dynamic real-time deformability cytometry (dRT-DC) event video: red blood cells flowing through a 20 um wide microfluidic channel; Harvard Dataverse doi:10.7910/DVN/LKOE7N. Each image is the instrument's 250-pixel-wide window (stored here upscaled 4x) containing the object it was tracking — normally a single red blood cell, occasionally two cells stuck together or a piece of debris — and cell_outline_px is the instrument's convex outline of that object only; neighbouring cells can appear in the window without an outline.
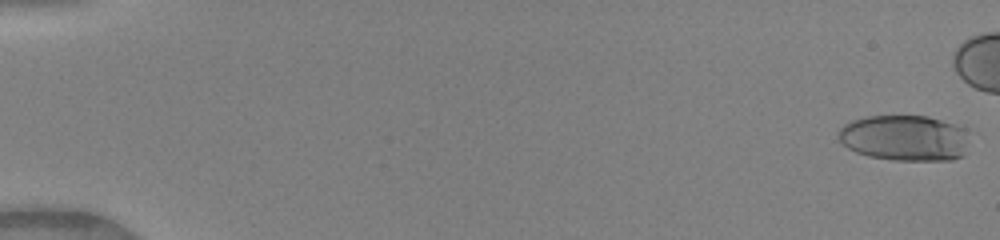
{"species": "human", "species_latin": "Homo sapiens", "temperature_condition": "warm", "stored_images_in_passage": 45, "camera_frame_rate_fps": 3000, "um_per_image_px": 0.085, "donor": {"sex": "female"}, "frame": {"image": 1, "passage_image": 1, "time_ms": 0.0, "image_size_px": [1000, 240], "cell_outline_px": [[964, 156], [952, 160], [892, 160], [868, 156], [856, 152], [848, 148], [836, 136], [836, 132], [844, 124], [852, 120], [868, 116], [928, 116], [964, 128]], "centroid_in_image_um": [76.81, 11.73], "position_along_channel_um": 8.2, "area_um2": 34.68}}
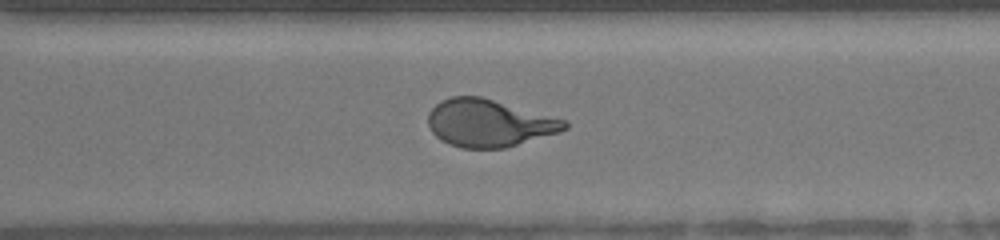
{"frame": {"image": 2, "passage_image": 37, "time_ms": 12.0, "image_size_px": [1000, 240], "cell_outline_px": [[568, 128], [560, 132], [504, 148], [460, 148], [448, 144], [440, 140], [432, 132], [428, 124], [428, 112], [440, 100], [452, 96], [480, 96], [568, 120]], "centroid_in_image_um": [41.56, 10.46], "position_along_channel_um": 329.0, "area_um2": 37.86}}
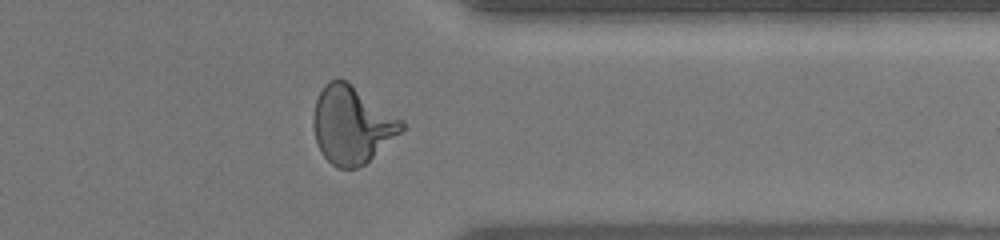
{"frame": {"image": 3, "passage_image": 41, "time_ms": 13.333, "image_size_px": [1000, 240], "cell_outline_px": [[404, 128], [400, 132], [364, 164], [356, 168], [340, 168], [332, 164], [324, 156], [316, 144], [312, 128], [312, 116], [316, 100], [324, 84], [328, 80], [340, 76], [348, 80], [404, 120]], "centroid_in_image_um": [29.87, 10.55], "position_along_channel_um": 381.5, "area_um2": 40.17}}